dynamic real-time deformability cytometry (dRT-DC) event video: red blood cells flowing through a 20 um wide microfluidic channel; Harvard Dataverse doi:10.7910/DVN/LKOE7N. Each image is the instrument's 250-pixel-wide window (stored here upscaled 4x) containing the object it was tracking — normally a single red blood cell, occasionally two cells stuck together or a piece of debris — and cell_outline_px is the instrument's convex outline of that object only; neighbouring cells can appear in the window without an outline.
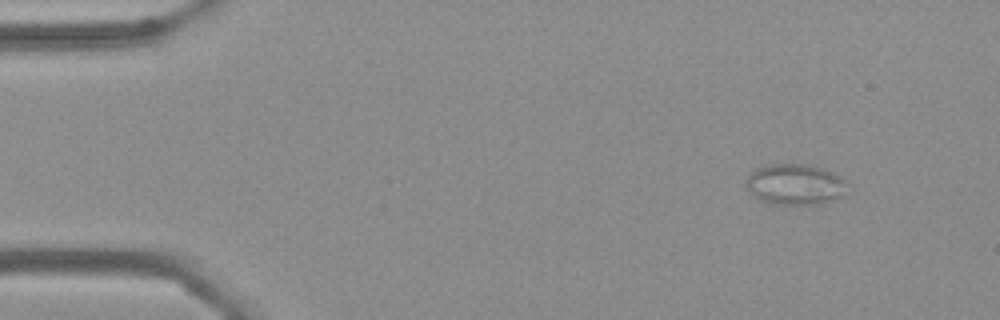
{"species": "Egyptian fruit bat (a non-hibernating species)", "species_latin": "Rousettus aegyptiacus", "temperature_condition": "cold", "stored_images_in_passage": 51, "camera_frame_rate_fps": 3000, "um_per_image_px": 0.085, "frame": {"image": 1, "passage_image": 1, "time_ms": 0.0, "image_size_px": [1000, 320], "cell_outline_px": [[848, 184], [840, 196], [820, 204], [772, 204], [760, 200], [744, 184], [748, 176], [756, 168], [768, 164], [808, 164], [832, 172], [840, 176]], "centroid_in_image_um": [67.56, 15.66], "position_along_channel_um": 17.4, "area_um2": 23.81}}
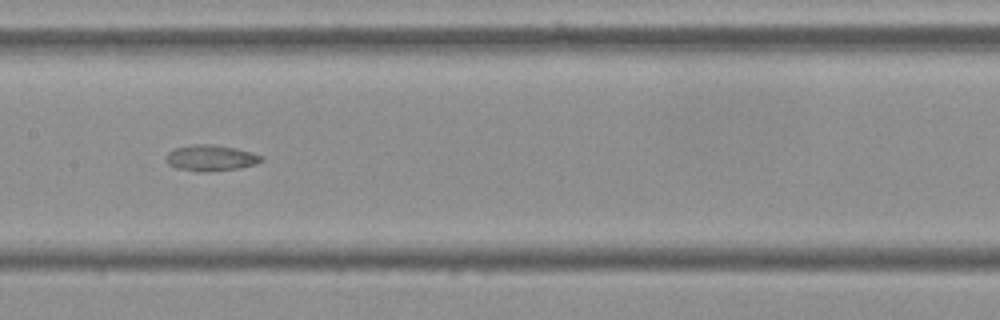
{"frame": {"image": 2, "passage_image": 23, "time_ms": 7.333, "image_size_px": [1000, 320], "cell_outline_px": [[264, 160], [256, 164], [240, 168], [208, 172], [196, 172], [176, 168], [168, 164], [164, 160], [168, 152], [172, 148], [192, 144], [212, 144], [236, 148], [264, 156]], "centroid_in_image_um": [17.89, 13.43], "position_along_channel_um": 189.5, "area_um2": 14.8}}
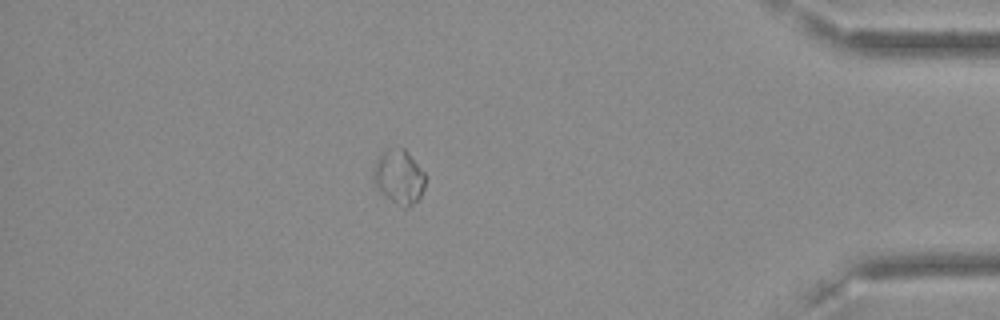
{"frame": {"image": 3, "passage_image": 44, "time_ms": 14.333, "image_size_px": [1000, 320], "cell_outline_px": [[424, 188], [420, 196], [408, 208], [404, 208], [384, 196], [380, 192], [372, 180], [372, 168], [376, 160], [384, 148], [404, 148], [424, 172]], "centroid_in_image_um": [33.86, 15.02], "position_along_channel_um": 401.3, "area_um2": 16.47}}